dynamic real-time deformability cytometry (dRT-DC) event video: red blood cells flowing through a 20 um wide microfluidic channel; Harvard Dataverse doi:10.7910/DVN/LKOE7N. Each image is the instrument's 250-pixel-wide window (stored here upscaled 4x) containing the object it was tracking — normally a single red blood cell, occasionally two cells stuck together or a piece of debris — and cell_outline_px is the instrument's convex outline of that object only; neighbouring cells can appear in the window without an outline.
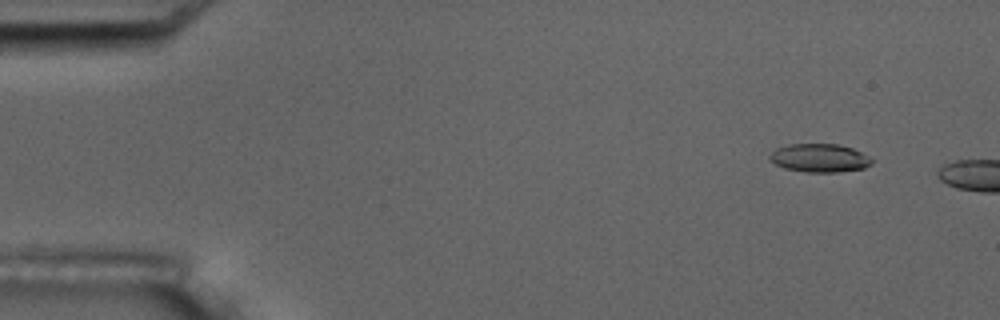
{"species": "common noctule bat (a hibernating species)", "species_latin": "Nyctalus noctula", "temperature_condition": "room temperature", "stored_images_in_passage": 4, "camera_frame_rate_fps": 3000, "um_per_image_px": 0.085, "animal": {"sex": "male", "body_mass_g": 17.5, "forearm_length_mm": 52.3}, "frame": {"image": 1, "passage_image": 2, "time_ms": 1.333, "image_size_px": [1000, 320], "cell_outline_px": [[872, 164], [864, 168], [836, 172], [804, 172], [784, 168], [768, 160], [768, 156], [776, 148], [788, 144], [836, 144], [852, 148], [868, 156], [872, 160]], "centroid_in_image_um": [69.62, 13.43], "position_along_channel_um": 15.4, "area_um2": 16.88}}